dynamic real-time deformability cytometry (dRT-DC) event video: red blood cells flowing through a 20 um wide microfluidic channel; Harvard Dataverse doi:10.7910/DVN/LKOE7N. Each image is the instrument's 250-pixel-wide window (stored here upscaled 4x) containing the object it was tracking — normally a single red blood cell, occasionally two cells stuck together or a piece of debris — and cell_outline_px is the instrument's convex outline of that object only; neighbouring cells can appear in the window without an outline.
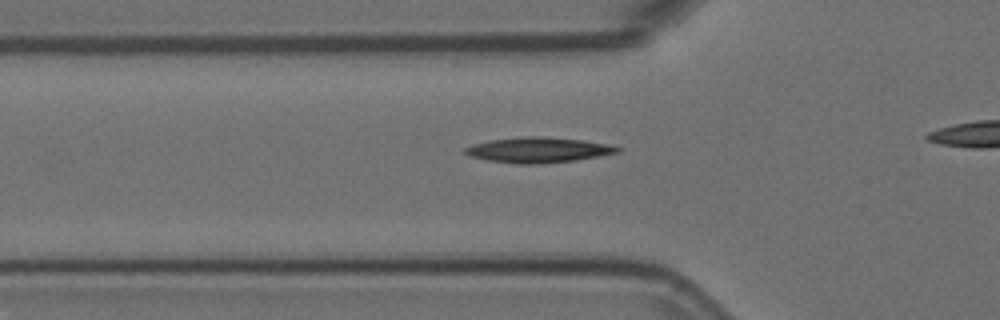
{"species": "Egyptian fruit bat (a non-hibernating species)", "species_latin": "Rousettus aegyptiacus", "temperature_condition": "room temperature", "stored_images_in_passage": 20, "camera_frame_rate_fps": 3000, "um_per_image_px": 0.085, "animal": {"sex": "female"}, "frame": {"image": 1, "passage_image": 4, "time_ms": 1.0, "image_size_px": [1000, 320], "cell_outline_px": [[620, 152], [600, 156], [576, 160], [536, 164], [516, 164], [488, 160], [468, 156], [464, 152], [464, 148], [472, 144], [492, 140], [524, 136], [540, 136], [580, 140], [608, 144], [620, 148]], "centroid_in_image_um": [45.72, 12.75], "position_along_channel_um": 80.1, "area_um2": 22.37}}
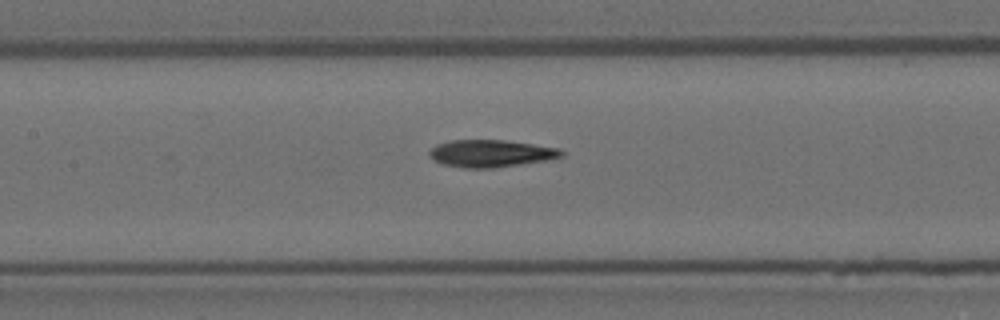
{"frame": {"image": 2, "passage_image": 11, "time_ms": 3.333, "image_size_px": [1000, 320], "cell_outline_px": [[564, 156], [544, 160], [492, 168], [468, 168], [444, 164], [436, 160], [428, 152], [436, 144], [452, 140], [504, 140], [560, 148], [564, 152]], "centroid_in_image_um": [41.74, 13.03], "position_along_channel_um": 165.7, "area_um2": 20.58}}
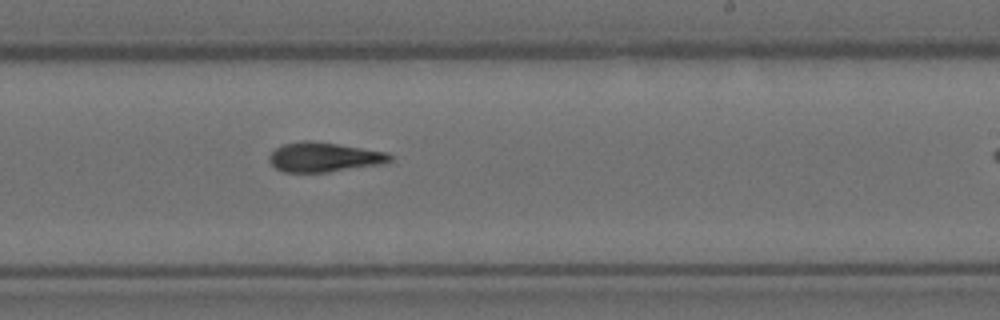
{"frame": {"image": 3, "passage_image": 19, "time_ms": 6.0, "image_size_px": [1000, 320], "cell_outline_px": [[392, 160], [384, 164], [328, 172], [284, 172], [276, 168], [268, 160], [268, 156], [276, 148], [284, 144], [304, 140], [312, 140], [384, 152], [392, 156]], "centroid_in_image_um": [27.52, 13.36], "position_along_channel_um": 261.5, "area_um2": 20.63}}